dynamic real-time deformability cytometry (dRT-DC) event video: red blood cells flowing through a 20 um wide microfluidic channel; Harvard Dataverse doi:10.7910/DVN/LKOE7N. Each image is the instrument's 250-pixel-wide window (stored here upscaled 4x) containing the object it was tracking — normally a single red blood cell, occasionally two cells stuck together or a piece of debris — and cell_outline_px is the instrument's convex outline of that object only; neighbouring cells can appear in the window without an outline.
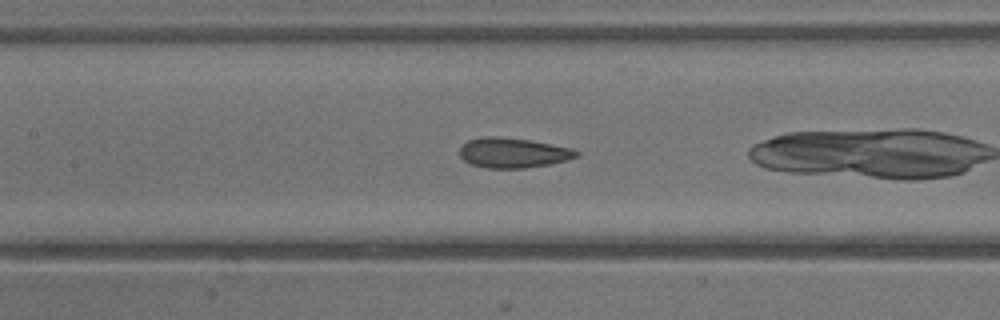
{"species": "common noctule bat (a hibernating species)", "species_latin": "Nyctalus noctula", "temperature_condition": "warm", "stored_images_in_passage": 15, "camera_frame_rate_fps": 3000, "um_per_image_px": 0.085, "animal": {"sex": "male", "body_mass_g": 13.3}, "frame": {"image": 1, "passage_image": 13, "time_ms": 4.0, "image_size_px": [1000, 320], "cell_outline_px": [[580, 156], [568, 160], [548, 164], [524, 168], [488, 168], [468, 164], [460, 156], [460, 148], [468, 140], [484, 136], [496, 136], [528, 140], [572, 148], [580, 152]], "centroid_in_image_um": [43.61, 12.99], "position_along_channel_um": 163.8, "area_um2": 20.4}}